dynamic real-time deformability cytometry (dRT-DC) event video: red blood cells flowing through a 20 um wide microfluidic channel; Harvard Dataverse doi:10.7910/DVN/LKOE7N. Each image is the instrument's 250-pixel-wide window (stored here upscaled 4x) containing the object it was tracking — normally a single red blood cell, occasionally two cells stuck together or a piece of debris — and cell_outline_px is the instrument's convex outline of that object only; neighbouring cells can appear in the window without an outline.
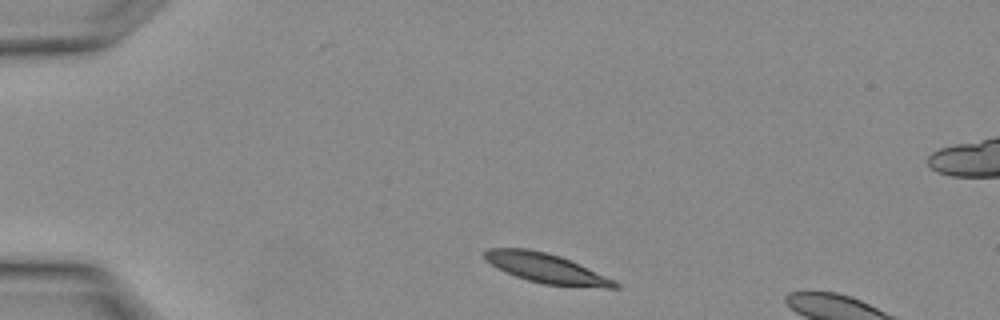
{"species": "Egyptian fruit bat (a non-hibernating species)", "species_latin": "Rousettus aegyptiacus", "temperature_condition": "warm", "stored_images_in_passage": 2, "camera_frame_rate_fps": 3000, "um_per_image_px": 0.085, "animal": {"sex": "female"}, "frame": {"image": 1, "passage_image": 1, "time_ms": 0.0, "image_size_px": [1000, 320], "cell_outline_px": [[620, 288], [604, 288], [544, 284], [528, 280], [516, 276], [484, 260], [484, 252], [488, 248], [528, 248], [548, 252], [560, 256], [616, 280], [620, 284]], "centroid_in_image_um": [46.47, 22.8], "position_along_channel_um": 38.5, "area_um2": 22.31}}